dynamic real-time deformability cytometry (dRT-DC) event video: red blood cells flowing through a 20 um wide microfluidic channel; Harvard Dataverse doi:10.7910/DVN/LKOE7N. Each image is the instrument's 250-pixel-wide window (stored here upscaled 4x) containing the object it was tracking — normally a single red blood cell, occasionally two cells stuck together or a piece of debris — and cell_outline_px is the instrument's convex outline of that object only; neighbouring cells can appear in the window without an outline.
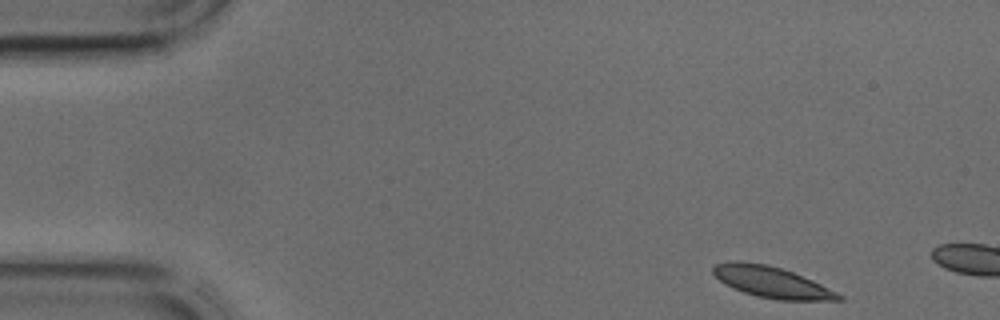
{"species": "common noctule bat (a hibernating species)", "species_latin": "Nyctalus noctula", "temperature_condition": "cold", "stored_images_in_passage": 5, "camera_frame_rate_fps": 3000, "um_per_image_px": 0.085, "animal": {"sex": "male", "body_mass_g": 17.9, "forearm_length_mm": 54.2}, "frame": {"image": 1, "passage_image": 1, "time_ms": 0.0, "image_size_px": [1000, 320], "cell_outline_px": [[844, 300], [776, 300], [756, 296], [744, 292], [724, 284], [712, 272], [712, 268], [716, 264], [736, 260], [740, 260], [764, 264], [780, 268], [792, 272], [812, 280], [844, 296]], "centroid_in_image_um": [65.58, 23.98], "position_along_channel_um": 19.4, "area_um2": 22.54}}